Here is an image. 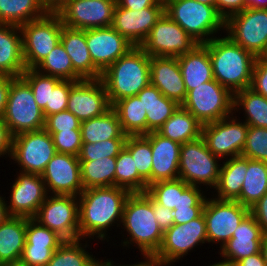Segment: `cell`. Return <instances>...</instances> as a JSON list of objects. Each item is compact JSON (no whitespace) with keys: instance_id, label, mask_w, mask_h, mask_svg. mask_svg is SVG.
I'll return each mask as SVG.
<instances>
[{"instance_id":"cell-1","label":"cell","mask_w":267,"mask_h":266,"mask_svg":"<svg viewBox=\"0 0 267 266\" xmlns=\"http://www.w3.org/2000/svg\"><path fill=\"white\" fill-rule=\"evenodd\" d=\"M130 192L117 186L84 189L78 196L80 238L109 241V228L121 226ZM108 235V236H107ZM95 236V237H94Z\"/></svg>"},{"instance_id":"cell-2","label":"cell","mask_w":267,"mask_h":266,"mask_svg":"<svg viewBox=\"0 0 267 266\" xmlns=\"http://www.w3.org/2000/svg\"><path fill=\"white\" fill-rule=\"evenodd\" d=\"M153 213V198L147 193H130L122 215L121 227L127 238L121 245L129 249L131 245L139 249L142 256H154L161 246L163 231ZM134 244V245H133Z\"/></svg>"},{"instance_id":"cell-3","label":"cell","mask_w":267,"mask_h":266,"mask_svg":"<svg viewBox=\"0 0 267 266\" xmlns=\"http://www.w3.org/2000/svg\"><path fill=\"white\" fill-rule=\"evenodd\" d=\"M221 36L204 43L208 48L214 79L233 94L250 88L256 57L228 36Z\"/></svg>"},{"instance_id":"cell-4","label":"cell","mask_w":267,"mask_h":266,"mask_svg":"<svg viewBox=\"0 0 267 266\" xmlns=\"http://www.w3.org/2000/svg\"><path fill=\"white\" fill-rule=\"evenodd\" d=\"M111 107L119 100L137 95L150 83V56L134 46L101 74Z\"/></svg>"},{"instance_id":"cell-5","label":"cell","mask_w":267,"mask_h":266,"mask_svg":"<svg viewBox=\"0 0 267 266\" xmlns=\"http://www.w3.org/2000/svg\"><path fill=\"white\" fill-rule=\"evenodd\" d=\"M165 13L181 26L198 44L210 42L221 31L225 20L216 7L196 0H164Z\"/></svg>"},{"instance_id":"cell-6","label":"cell","mask_w":267,"mask_h":266,"mask_svg":"<svg viewBox=\"0 0 267 266\" xmlns=\"http://www.w3.org/2000/svg\"><path fill=\"white\" fill-rule=\"evenodd\" d=\"M2 119L12 137L44 129L43 110L36 103L30 85L22 77H15L11 81Z\"/></svg>"},{"instance_id":"cell-7","label":"cell","mask_w":267,"mask_h":266,"mask_svg":"<svg viewBox=\"0 0 267 266\" xmlns=\"http://www.w3.org/2000/svg\"><path fill=\"white\" fill-rule=\"evenodd\" d=\"M221 163L222 160L209 151L201 136L181 144L179 178L192 186L206 185V189H214L219 180Z\"/></svg>"},{"instance_id":"cell-8","label":"cell","mask_w":267,"mask_h":266,"mask_svg":"<svg viewBox=\"0 0 267 266\" xmlns=\"http://www.w3.org/2000/svg\"><path fill=\"white\" fill-rule=\"evenodd\" d=\"M233 103L234 94L213 79L188 91L181 106L204 125L233 114Z\"/></svg>"},{"instance_id":"cell-9","label":"cell","mask_w":267,"mask_h":266,"mask_svg":"<svg viewBox=\"0 0 267 266\" xmlns=\"http://www.w3.org/2000/svg\"><path fill=\"white\" fill-rule=\"evenodd\" d=\"M63 23L57 13H46L20 26L26 69H34L60 42Z\"/></svg>"},{"instance_id":"cell-10","label":"cell","mask_w":267,"mask_h":266,"mask_svg":"<svg viewBox=\"0 0 267 266\" xmlns=\"http://www.w3.org/2000/svg\"><path fill=\"white\" fill-rule=\"evenodd\" d=\"M225 35L256 58L267 49V9L246 8L225 20Z\"/></svg>"},{"instance_id":"cell-11","label":"cell","mask_w":267,"mask_h":266,"mask_svg":"<svg viewBox=\"0 0 267 266\" xmlns=\"http://www.w3.org/2000/svg\"><path fill=\"white\" fill-rule=\"evenodd\" d=\"M56 153L52 136L42 129L12 137L9 159L17 163L19 171L41 175Z\"/></svg>"},{"instance_id":"cell-12","label":"cell","mask_w":267,"mask_h":266,"mask_svg":"<svg viewBox=\"0 0 267 266\" xmlns=\"http://www.w3.org/2000/svg\"><path fill=\"white\" fill-rule=\"evenodd\" d=\"M208 243L206 220L203 213L187 223L173 224L163 233V240L154 255L164 265L171 266L184 259L199 245Z\"/></svg>"},{"instance_id":"cell-13","label":"cell","mask_w":267,"mask_h":266,"mask_svg":"<svg viewBox=\"0 0 267 266\" xmlns=\"http://www.w3.org/2000/svg\"><path fill=\"white\" fill-rule=\"evenodd\" d=\"M248 127L247 123L240 120L239 115L233 113L216 122L202 125L201 136L211 153L226 160L241 156Z\"/></svg>"},{"instance_id":"cell-14","label":"cell","mask_w":267,"mask_h":266,"mask_svg":"<svg viewBox=\"0 0 267 266\" xmlns=\"http://www.w3.org/2000/svg\"><path fill=\"white\" fill-rule=\"evenodd\" d=\"M34 219L64 240L80 239L77 196L48 195Z\"/></svg>"},{"instance_id":"cell-15","label":"cell","mask_w":267,"mask_h":266,"mask_svg":"<svg viewBox=\"0 0 267 266\" xmlns=\"http://www.w3.org/2000/svg\"><path fill=\"white\" fill-rule=\"evenodd\" d=\"M197 44L181 26L164 13L140 47L150 57H178L190 52Z\"/></svg>"},{"instance_id":"cell-16","label":"cell","mask_w":267,"mask_h":266,"mask_svg":"<svg viewBox=\"0 0 267 266\" xmlns=\"http://www.w3.org/2000/svg\"><path fill=\"white\" fill-rule=\"evenodd\" d=\"M250 213V209L238 201L207 198L203 215L206 220L208 243L222 247L233 236L240 222Z\"/></svg>"},{"instance_id":"cell-17","label":"cell","mask_w":267,"mask_h":266,"mask_svg":"<svg viewBox=\"0 0 267 266\" xmlns=\"http://www.w3.org/2000/svg\"><path fill=\"white\" fill-rule=\"evenodd\" d=\"M117 0H69L57 13L64 26L92 29L111 26Z\"/></svg>"},{"instance_id":"cell-18","label":"cell","mask_w":267,"mask_h":266,"mask_svg":"<svg viewBox=\"0 0 267 266\" xmlns=\"http://www.w3.org/2000/svg\"><path fill=\"white\" fill-rule=\"evenodd\" d=\"M8 193L6 206L9 216L34 218L39 207L49 195L46 185L39 174L17 171ZM8 202V203H7Z\"/></svg>"},{"instance_id":"cell-19","label":"cell","mask_w":267,"mask_h":266,"mask_svg":"<svg viewBox=\"0 0 267 266\" xmlns=\"http://www.w3.org/2000/svg\"><path fill=\"white\" fill-rule=\"evenodd\" d=\"M49 195L79 196L84 190L79 158L56 153L41 174Z\"/></svg>"},{"instance_id":"cell-20","label":"cell","mask_w":267,"mask_h":266,"mask_svg":"<svg viewBox=\"0 0 267 266\" xmlns=\"http://www.w3.org/2000/svg\"><path fill=\"white\" fill-rule=\"evenodd\" d=\"M111 108L101 79H83L70 89L67 110L81 122L103 115Z\"/></svg>"},{"instance_id":"cell-21","label":"cell","mask_w":267,"mask_h":266,"mask_svg":"<svg viewBox=\"0 0 267 266\" xmlns=\"http://www.w3.org/2000/svg\"><path fill=\"white\" fill-rule=\"evenodd\" d=\"M86 43L93 64L101 72L134 47L111 26L86 29Z\"/></svg>"},{"instance_id":"cell-22","label":"cell","mask_w":267,"mask_h":266,"mask_svg":"<svg viewBox=\"0 0 267 266\" xmlns=\"http://www.w3.org/2000/svg\"><path fill=\"white\" fill-rule=\"evenodd\" d=\"M164 13L165 7H147L141 10H129L117 4L111 27L134 46H141L153 26Z\"/></svg>"},{"instance_id":"cell-23","label":"cell","mask_w":267,"mask_h":266,"mask_svg":"<svg viewBox=\"0 0 267 266\" xmlns=\"http://www.w3.org/2000/svg\"><path fill=\"white\" fill-rule=\"evenodd\" d=\"M264 235L256 219L249 213L235 229L232 238L218 250V255L234 265L242 258L259 253Z\"/></svg>"},{"instance_id":"cell-24","label":"cell","mask_w":267,"mask_h":266,"mask_svg":"<svg viewBox=\"0 0 267 266\" xmlns=\"http://www.w3.org/2000/svg\"><path fill=\"white\" fill-rule=\"evenodd\" d=\"M151 144V184L179 178L181 144L159 134L157 131L144 135Z\"/></svg>"},{"instance_id":"cell-25","label":"cell","mask_w":267,"mask_h":266,"mask_svg":"<svg viewBox=\"0 0 267 266\" xmlns=\"http://www.w3.org/2000/svg\"><path fill=\"white\" fill-rule=\"evenodd\" d=\"M150 83L179 105L186 99L187 91L177 57H150Z\"/></svg>"},{"instance_id":"cell-26","label":"cell","mask_w":267,"mask_h":266,"mask_svg":"<svg viewBox=\"0 0 267 266\" xmlns=\"http://www.w3.org/2000/svg\"><path fill=\"white\" fill-rule=\"evenodd\" d=\"M60 42L71 58L73 70L82 79H100L102 72L93 64L86 43V30L62 26Z\"/></svg>"},{"instance_id":"cell-27","label":"cell","mask_w":267,"mask_h":266,"mask_svg":"<svg viewBox=\"0 0 267 266\" xmlns=\"http://www.w3.org/2000/svg\"><path fill=\"white\" fill-rule=\"evenodd\" d=\"M25 70L20 27L0 23V75L21 77Z\"/></svg>"},{"instance_id":"cell-28","label":"cell","mask_w":267,"mask_h":266,"mask_svg":"<svg viewBox=\"0 0 267 266\" xmlns=\"http://www.w3.org/2000/svg\"><path fill=\"white\" fill-rule=\"evenodd\" d=\"M177 59L187 92L214 79L208 48L204 44H197Z\"/></svg>"},{"instance_id":"cell-29","label":"cell","mask_w":267,"mask_h":266,"mask_svg":"<svg viewBox=\"0 0 267 266\" xmlns=\"http://www.w3.org/2000/svg\"><path fill=\"white\" fill-rule=\"evenodd\" d=\"M247 169L248 158L243 156L222 161L218 183L214 191H210L213 193L210 196L219 200L236 201L240 196Z\"/></svg>"},{"instance_id":"cell-30","label":"cell","mask_w":267,"mask_h":266,"mask_svg":"<svg viewBox=\"0 0 267 266\" xmlns=\"http://www.w3.org/2000/svg\"><path fill=\"white\" fill-rule=\"evenodd\" d=\"M137 96L146 110L147 134L157 131L180 106L176 101L165 97L151 83L143 88Z\"/></svg>"},{"instance_id":"cell-31","label":"cell","mask_w":267,"mask_h":266,"mask_svg":"<svg viewBox=\"0 0 267 266\" xmlns=\"http://www.w3.org/2000/svg\"><path fill=\"white\" fill-rule=\"evenodd\" d=\"M26 244V218L9 216L0 224V263H19Z\"/></svg>"},{"instance_id":"cell-32","label":"cell","mask_w":267,"mask_h":266,"mask_svg":"<svg viewBox=\"0 0 267 266\" xmlns=\"http://www.w3.org/2000/svg\"><path fill=\"white\" fill-rule=\"evenodd\" d=\"M82 143H97L109 139H127L118 114L111 107L103 115L81 122Z\"/></svg>"},{"instance_id":"cell-33","label":"cell","mask_w":267,"mask_h":266,"mask_svg":"<svg viewBox=\"0 0 267 266\" xmlns=\"http://www.w3.org/2000/svg\"><path fill=\"white\" fill-rule=\"evenodd\" d=\"M157 132L172 141L183 144L201 137L202 124L180 105Z\"/></svg>"},{"instance_id":"cell-34","label":"cell","mask_w":267,"mask_h":266,"mask_svg":"<svg viewBox=\"0 0 267 266\" xmlns=\"http://www.w3.org/2000/svg\"><path fill=\"white\" fill-rule=\"evenodd\" d=\"M244 113L243 121L249 126L267 128V98L246 88L234 93L233 111ZM239 111V112H238Z\"/></svg>"},{"instance_id":"cell-35","label":"cell","mask_w":267,"mask_h":266,"mask_svg":"<svg viewBox=\"0 0 267 266\" xmlns=\"http://www.w3.org/2000/svg\"><path fill=\"white\" fill-rule=\"evenodd\" d=\"M267 193V162L248 158V169L239 198L241 205L251 208Z\"/></svg>"},{"instance_id":"cell-36","label":"cell","mask_w":267,"mask_h":266,"mask_svg":"<svg viewBox=\"0 0 267 266\" xmlns=\"http://www.w3.org/2000/svg\"><path fill=\"white\" fill-rule=\"evenodd\" d=\"M112 108L116 111L126 135L147 134L146 110L137 95L117 101Z\"/></svg>"},{"instance_id":"cell-37","label":"cell","mask_w":267,"mask_h":266,"mask_svg":"<svg viewBox=\"0 0 267 266\" xmlns=\"http://www.w3.org/2000/svg\"><path fill=\"white\" fill-rule=\"evenodd\" d=\"M47 12L40 0H0V23L21 26Z\"/></svg>"},{"instance_id":"cell-38","label":"cell","mask_w":267,"mask_h":266,"mask_svg":"<svg viewBox=\"0 0 267 266\" xmlns=\"http://www.w3.org/2000/svg\"><path fill=\"white\" fill-rule=\"evenodd\" d=\"M84 189L115 186L116 157L80 161Z\"/></svg>"},{"instance_id":"cell-39","label":"cell","mask_w":267,"mask_h":266,"mask_svg":"<svg viewBox=\"0 0 267 266\" xmlns=\"http://www.w3.org/2000/svg\"><path fill=\"white\" fill-rule=\"evenodd\" d=\"M45 75L57 77L61 80H83L74 70L71 58L61 42L34 68Z\"/></svg>"},{"instance_id":"cell-40","label":"cell","mask_w":267,"mask_h":266,"mask_svg":"<svg viewBox=\"0 0 267 266\" xmlns=\"http://www.w3.org/2000/svg\"><path fill=\"white\" fill-rule=\"evenodd\" d=\"M115 186L130 193H144L148 188L147 182L137 172L131 153L125 147L116 157Z\"/></svg>"},{"instance_id":"cell-41","label":"cell","mask_w":267,"mask_h":266,"mask_svg":"<svg viewBox=\"0 0 267 266\" xmlns=\"http://www.w3.org/2000/svg\"><path fill=\"white\" fill-rule=\"evenodd\" d=\"M85 243H82V241ZM89 240H65L53 253L51 260L46 266H85L93 257L87 251L90 246Z\"/></svg>"},{"instance_id":"cell-42","label":"cell","mask_w":267,"mask_h":266,"mask_svg":"<svg viewBox=\"0 0 267 266\" xmlns=\"http://www.w3.org/2000/svg\"><path fill=\"white\" fill-rule=\"evenodd\" d=\"M125 148L131 153L138 174L151 185L152 150L144 135H128Z\"/></svg>"},{"instance_id":"cell-43","label":"cell","mask_w":267,"mask_h":266,"mask_svg":"<svg viewBox=\"0 0 267 266\" xmlns=\"http://www.w3.org/2000/svg\"><path fill=\"white\" fill-rule=\"evenodd\" d=\"M190 185L182 179L159 181L148 186L146 192L159 204L171 210L178 205L179 194H182Z\"/></svg>"},{"instance_id":"cell-44","label":"cell","mask_w":267,"mask_h":266,"mask_svg":"<svg viewBox=\"0 0 267 266\" xmlns=\"http://www.w3.org/2000/svg\"><path fill=\"white\" fill-rule=\"evenodd\" d=\"M21 77L30 85L38 106L43 110L49 104L50 86H56L61 79L40 73L35 69H26Z\"/></svg>"},{"instance_id":"cell-45","label":"cell","mask_w":267,"mask_h":266,"mask_svg":"<svg viewBox=\"0 0 267 266\" xmlns=\"http://www.w3.org/2000/svg\"><path fill=\"white\" fill-rule=\"evenodd\" d=\"M126 139H109L97 143H82L79 161H95L105 157H117L124 149Z\"/></svg>"},{"instance_id":"cell-46","label":"cell","mask_w":267,"mask_h":266,"mask_svg":"<svg viewBox=\"0 0 267 266\" xmlns=\"http://www.w3.org/2000/svg\"><path fill=\"white\" fill-rule=\"evenodd\" d=\"M241 156L267 162V128L249 126Z\"/></svg>"},{"instance_id":"cell-47","label":"cell","mask_w":267,"mask_h":266,"mask_svg":"<svg viewBox=\"0 0 267 266\" xmlns=\"http://www.w3.org/2000/svg\"><path fill=\"white\" fill-rule=\"evenodd\" d=\"M65 240L34 218H26L25 245H61Z\"/></svg>"},{"instance_id":"cell-48","label":"cell","mask_w":267,"mask_h":266,"mask_svg":"<svg viewBox=\"0 0 267 266\" xmlns=\"http://www.w3.org/2000/svg\"><path fill=\"white\" fill-rule=\"evenodd\" d=\"M77 81L61 80L56 86H50L49 104L43 109L45 118L52 114L67 110L71 87Z\"/></svg>"},{"instance_id":"cell-49","label":"cell","mask_w":267,"mask_h":266,"mask_svg":"<svg viewBox=\"0 0 267 266\" xmlns=\"http://www.w3.org/2000/svg\"><path fill=\"white\" fill-rule=\"evenodd\" d=\"M49 134L52 136L57 153L79 156L82 146L81 129H70Z\"/></svg>"},{"instance_id":"cell-50","label":"cell","mask_w":267,"mask_h":266,"mask_svg":"<svg viewBox=\"0 0 267 266\" xmlns=\"http://www.w3.org/2000/svg\"><path fill=\"white\" fill-rule=\"evenodd\" d=\"M60 245H25L19 263L25 266H46Z\"/></svg>"},{"instance_id":"cell-51","label":"cell","mask_w":267,"mask_h":266,"mask_svg":"<svg viewBox=\"0 0 267 266\" xmlns=\"http://www.w3.org/2000/svg\"><path fill=\"white\" fill-rule=\"evenodd\" d=\"M81 121L70 111L64 110L45 118L44 129L48 133H56L70 129H80Z\"/></svg>"},{"instance_id":"cell-52","label":"cell","mask_w":267,"mask_h":266,"mask_svg":"<svg viewBox=\"0 0 267 266\" xmlns=\"http://www.w3.org/2000/svg\"><path fill=\"white\" fill-rule=\"evenodd\" d=\"M204 187L190 185L182 194H179L178 205L175 208L204 207L207 195Z\"/></svg>"},{"instance_id":"cell-53","label":"cell","mask_w":267,"mask_h":266,"mask_svg":"<svg viewBox=\"0 0 267 266\" xmlns=\"http://www.w3.org/2000/svg\"><path fill=\"white\" fill-rule=\"evenodd\" d=\"M250 88L267 98V60L262 57L256 58Z\"/></svg>"},{"instance_id":"cell-54","label":"cell","mask_w":267,"mask_h":266,"mask_svg":"<svg viewBox=\"0 0 267 266\" xmlns=\"http://www.w3.org/2000/svg\"><path fill=\"white\" fill-rule=\"evenodd\" d=\"M153 213L163 233L167 231L174 224L173 210L165 208L161 204L157 203L154 199H153Z\"/></svg>"},{"instance_id":"cell-55","label":"cell","mask_w":267,"mask_h":266,"mask_svg":"<svg viewBox=\"0 0 267 266\" xmlns=\"http://www.w3.org/2000/svg\"><path fill=\"white\" fill-rule=\"evenodd\" d=\"M250 214L256 219L263 233L267 235V193L250 208Z\"/></svg>"},{"instance_id":"cell-56","label":"cell","mask_w":267,"mask_h":266,"mask_svg":"<svg viewBox=\"0 0 267 266\" xmlns=\"http://www.w3.org/2000/svg\"><path fill=\"white\" fill-rule=\"evenodd\" d=\"M216 9L226 20L231 15L243 11V0H216Z\"/></svg>"},{"instance_id":"cell-57","label":"cell","mask_w":267,"mask_h":266,"mask_svg":"<svg viewBox=\"0 0 267 266\" xmlns=\"http://www.w3.org/2000/svg\"><path fill=\"white\" fill-rule=\"evenodd\" d=\"M204 207L175 208L173 210L174 224H184L203 213Z\"/></svg>"},{"instance_id":"cell-58","label":"cell","mask_w":267,"mask_h":266,"mask_svg":"<svg viewBox=\"0 0 267 266\" xmlns=\"http://www.w3.org/2000/svg\"><path fill=\"white\" fill-rule=\"evenodd\" d=\"M120 7L141 10L147 7H165L164 0H117Z\"/></svg>"},{"instance_id":"cell-59","label":"cell","mask_w":267,"mask_h":266,"mask_svg":"<svg viewBox=\"0 0 267 266\" xmlns=\"http://www.w3.org/2000/svg\"><path fill=\"white\" fill-rule=\"evenodd\" d=\"M12 146V136L8 130V127L0 118V158L3 156L10 157ZM6 155V156H5Z\"/></svg>"},{"instance_id":"cell-60","label":"cell","mask_w":267,"mask_h":266,"mask_svg":"<svg viewBox=\"0 0 267 266\" xmlns=\"http://www.w3.org/2000/svg\"><path fill=\"white\" fill-rule=\"evenodd\" d=\"M14 78L15 77L8 75H0V118L3 117L8 100V92L11 86V81Z\"/></svg>"},{"instance_id":"cell-61","label":"cell","mask_w":267,"mask_h":266,"mask_svg":"<svg viewBox=\"0 0 267 266\" xmlns=\"http://www.w3.org/2000/svg\"><path fill=\"white\" fill-rule=\"evenodd\" d=\"M234 266H266L261 252L242 258Z\"/></svg>"},{"instance_id":"cell-62","label":"cell","mask_w":267,"mask_h":266,"mask_svg":"<svg viewBox=\"0 0 267 266\" xmlns=\"http://www.w3.org/2000/svg\"><path fill=\"white\" fill-rule=\"evenodd\" d=\"M69 0H40L47 13H58Z\"/></svg>"},{"instance_id":"cell-63","label":"cell","mask_w":267,"mask_h":266,"mask_svg":"<svg viewBox=\"0 0 267 266\" xmlns=\"http://www.w3.org/2000/svg\"><path fill=\"white\" fill-rule=\"evenodd\" d=\"M129 266H166L155 256H143L142 261H137L134 264H129Z\"/></svg>"},{"instance_id":"cell-64","label":"cell","mask_w":267,"mask_h":266,"mask_svg":"<svg viewBox=\"0 0 267 266\" xmlns=\"http://www.w3.org/2000/svg\"><path fill=\"white\" fill-rule=\"evenodd\" d=\"M246 8L267 9V0H243V10Z\"/></svg>"},{"instance_id":"cell-65","label":"cell","mask_w":267,"mask_h":266,"mask_svg":"<svg viewBox=\"0 0 267 266\" xmlns=\"http://www.w3.org/2000/svg\"><path fill=\"white\" fill-rule=\"evenodd\" d=\"M5 198L4 195L0 194V224L9 217Z\"/></svg>"},{"instance_id":"cell-66","label":"cell","mask_w":267,"mask_h":266,"mask_svg":"<svg viewBox=\"0 0 267 266\" xmlns=\"http://www.w3.org/2000/svg\"><path fill=\"white\" fill-rule=\"evenodd\" d=\"M260 252L267 266V235H264L262 239Z\"/></svg>"},{"instance_id":"cell-67","label":"cell","mask_w":267,"mask_h":266,"mask_svg":"<svg viewBox=\"0 0 267 266\" xmlns=\"http://www.w3.org/2000/svg\"><path fill=\"white\" fill-rule=\"evenodd\" d=\"M94 257L89 263H87L85 266H103V259H98Z\"/></svg>"},{"instance_id":"cell-68","label":"cell","mask_w":267,"mask_h":266,"mask_svg":"<svg viewBox=\"0 0 267 266\" xmlns=\"http://www.w3.org/2000/svg\"><path fill=\"white\" fill-rule=\"evenodd\" d=\"M207 266H234L231 263H229L228 261L225 260H220L218 262H215L213 264L207 265Z\"/></svg>"},{"instance_id":"cell-69","label":"cell","mask_w":267,"mask_h":266,"mask_svg":"<svg viewBox=\"0 0 267 266\" xmlns=\"http://www.w3.org/2000/svg\"><path fill=\"white\" fill-rule=\"evenodd\" d=\"M114 264H117V263H114V261L113 260H103V266H129L128 264L126 265V264H117V265H114Z\"/></svg>"},{"instance_id":"cell-70","label":"cell","mask_w":267,"mask_h":266,"mask_svg":"<svg viewBox=\"0 0 267 266\" xmlns=\"http://www.w3.org/2000/svg\"><path fill=\"white\" fill-rule=\"evenodd\" d=\"M196 1L216 7V0H196Z\"/></svg>"},{"instance_id":"cell-71","label":"cell","mask_w":267,"mask_h":266,"mask_svg":"<svg viewBox=\"0 0 267 266\" xmlns=\"http://www.w3.org/2000/svg\"><path fill=\"white\" fill-rule=\"evenodd\" d=\"M2 266H25V265H23L21 263H12V264H4Z\"/></svg>"},{"instance_id":"cell-72","label":"cell","mask_w":267,"mask_h":266,"mask_svg":"<svg viewBox=\"0 0 267 266\" xmlns=\"http://www.w3.org/2000/svg\"><path fill=\"white\" fill-rule=\"evenodd\" d=\"M262 58H264V59H266V60H267V49H266V51H265L264 55L262 56Z\"/></svg>"}]
</instances>
